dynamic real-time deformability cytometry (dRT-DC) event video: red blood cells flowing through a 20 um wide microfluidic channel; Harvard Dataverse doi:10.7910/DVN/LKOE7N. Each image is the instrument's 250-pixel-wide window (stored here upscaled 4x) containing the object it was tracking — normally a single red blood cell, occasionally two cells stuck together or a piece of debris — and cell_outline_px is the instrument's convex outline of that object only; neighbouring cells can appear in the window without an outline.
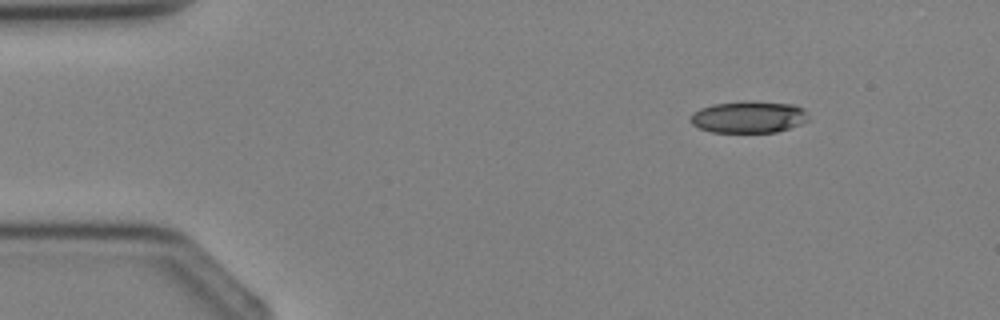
{"species": "Egyptian fruit bat (a non-hibernating species)", "species_latin": "Rousettus aegyptiacus", "temperature_condition": "cold", "stored_images_in_passage": 4, "camera_frame_rate_fps": 3000, "um_per_image_px": 0.085, "animal": {"sex": "female"}, "frame": {"image": 1, "passage_image": 4, "time_ms": 3.667, "image_size_px": [1000, 320], "cell_outline_px": [[808, 120], [800, 124], [776, 132], [712, 132], [700, 128], [692, 124], [688, 120], [688, 116], [700, 108], [712, 104], [744, 100], [796, 104], [804, 108], [808, 116]], "centroid_in_image_um": [63.61, 9.92], "position_along_channel_um": 21.4, "area_um2": 22.2}}